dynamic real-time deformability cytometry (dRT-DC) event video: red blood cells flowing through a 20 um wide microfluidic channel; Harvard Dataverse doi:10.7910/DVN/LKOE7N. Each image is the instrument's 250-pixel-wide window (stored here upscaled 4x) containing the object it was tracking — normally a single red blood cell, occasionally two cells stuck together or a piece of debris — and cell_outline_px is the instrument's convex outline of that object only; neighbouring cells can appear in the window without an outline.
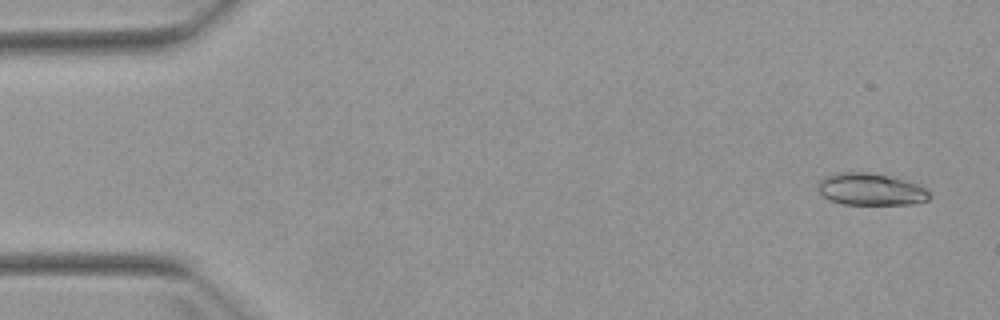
{"species": "Egyptian fruit bat (a non-hibernating species)", "species_latin": "Rousettus aegyptiacus", "temperature_condition": "warm", "stored_images_in_passage": 5, "camera_frame_rate_fps": 3000, "um_per_image_px": 0.085, "animal": {"sex": "female"}, "frame": {"image": 1, "passage_image": 1, "time_ms": 0.0, "image_size_px": [1000, 320], "cell_outline_px": [[932, 196], [928, 200], [912, 204], [844, 204], [828, 200], [820, 192], [820, 180], [824, 176], [840, 172], [868, 172], [888, 176], [920, 184], [928, 188], [932, 192]], "centroid_in_image_um": [74.09, 16.09], "position_along_channel_um": 10.9, "area_um2": 20.92}}
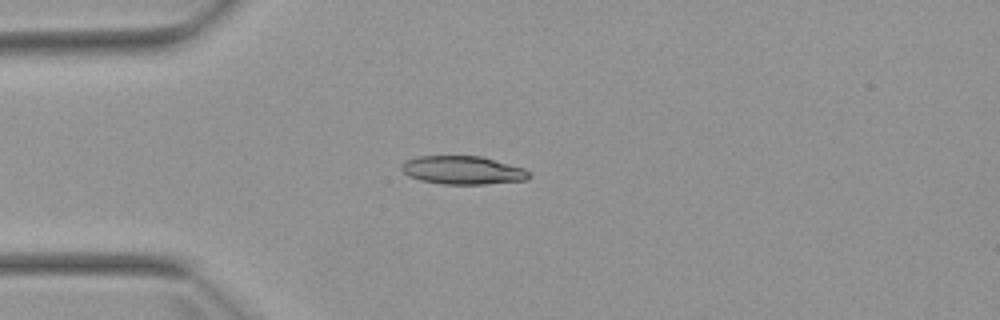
{"frame": {"image": 2, "passage_image": 4, "time_ms": 3.667, "image_size_px": [1000, 320], "cell_outline_px": [[532, 176], [524, 180], [484, 184], [440, 184], [420, 180], [408, 176], [400, 168], [408, 160], [420, 156], [480, 156], [524, 168]], "centroid_in_image_um": [39.33, 14.47], "position_along_channel_um": 45.7, "area_um2": 20.81}}